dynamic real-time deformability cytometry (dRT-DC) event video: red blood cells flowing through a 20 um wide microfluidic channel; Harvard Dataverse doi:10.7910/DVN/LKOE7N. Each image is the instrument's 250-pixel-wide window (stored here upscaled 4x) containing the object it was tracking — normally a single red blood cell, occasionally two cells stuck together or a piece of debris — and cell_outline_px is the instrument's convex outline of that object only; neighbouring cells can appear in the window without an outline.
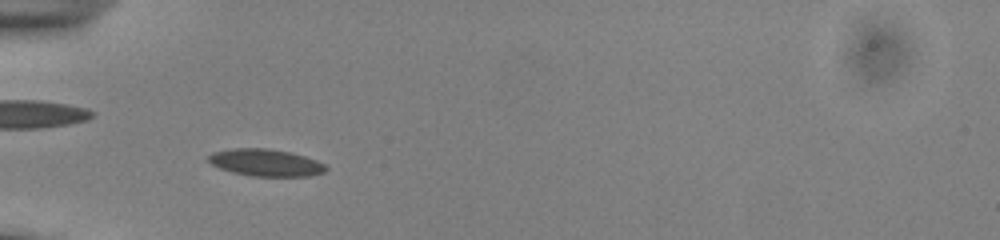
{"species": "common noctule bat (a hibernating species)", "species_latin": "Nyctalus noctula", "temperature_condition": "cold", "stored_images_in_passage": 45, "camera_frame_rate_fps": 3000, "um_per_image_px": 0.085, "animal": {"sex": "male", "body_mass_g": 13.0, "forearm_length_mm": 53.1}, "frame": {"image": 1, "passage_image": 9, "time_ms": 2.667, "image_size_px": [1000, 240], "cell_outline_px": [[328, 168], [324, 172], [308, 176], [252, 176], [232, 172], [220, 168], [212, 164], [208, 160], [208, 156], [212, 152], [232, 148], [268, 148], [288, 152], [304, 156], [316, 160], [324, 164]], "centroid_in_image_um": [22.57, 13.82], "position_along_channel_um": 62.4, "area_um2": 18.44}}
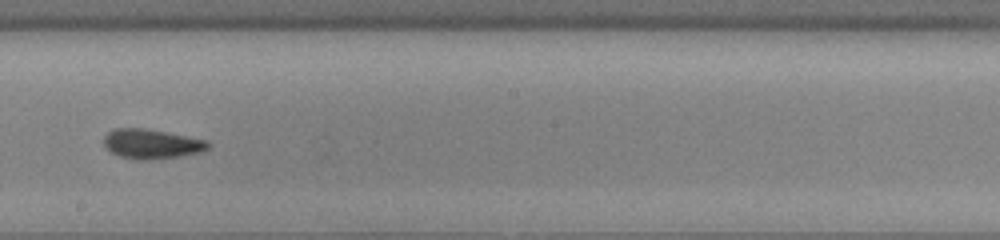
{"frame": {"image": 2, "passage_image": 23, "time_ms": 7.333, "image_size_px": [1000, 240], "cell_outline_px": [[212, 144], [208, 148], [200, 152], [180, 156], [148, 160], [136, 160], [120, 156], [112, 152], [104, 144], [104, 136], [108, 132], [116, 128], [144, 128], [168, 132], [208, 140]], "centroid_in_image_um": [12.92, 12.23], "position_along_channel_um": 235.3, "area_um2": 18.03}}
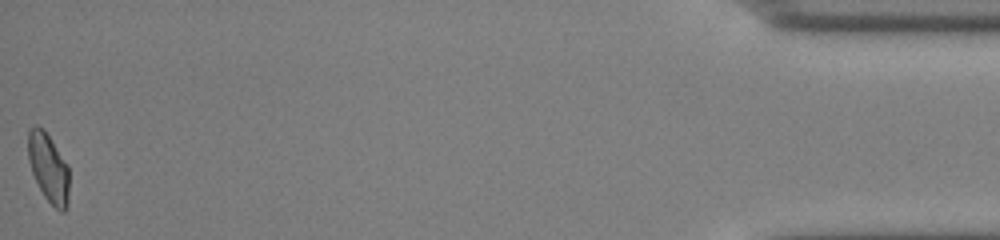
{"frame": {"image": 3, "passage_image": 45, "time_ms": 14.667, "image_size_px": [1000, 240], "cell_outline_px": [[68, 204], [64, 212], [60, 212], [44, 196], [32, 172], [28, 160], [28, 128], [36, 124], [44, 128], [68, 164]], "centroid_in_image_um": [4.11, 14.22], "position_along_channel_um": 431.1, "area_um2": 16.59}, "authors_computed_cell_mechanics": {"area_um2": 17.34, "velocity_mm_per_s": 3.8509, "shape_relaxation_time_tau1_ms": 5.8633, "shape_relaxation_time_tau2_ms": 2.9628, "deformation_change_tau1": 0.1405, "deformation_change_tau2": 0.1013}}